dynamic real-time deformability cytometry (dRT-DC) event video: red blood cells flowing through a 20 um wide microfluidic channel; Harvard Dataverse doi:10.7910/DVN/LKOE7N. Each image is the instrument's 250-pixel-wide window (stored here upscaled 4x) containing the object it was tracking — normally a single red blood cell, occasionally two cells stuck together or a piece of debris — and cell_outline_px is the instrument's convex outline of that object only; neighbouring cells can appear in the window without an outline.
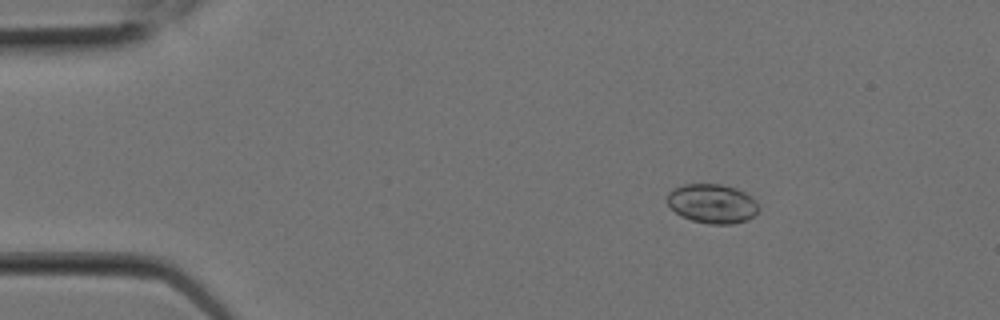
{"species": "Egyptian fruit bat (a non-hibernating species)", "species_latin": "Rousettus aegyptiacus", "temperature_condition": "room temperature", "stored_images_in_passage": 5, "camera_frame_rate_fps": 3000, "um_per_image_px": 0.085, "animal": {"sex": "female"}, "frame": {"image": 1, "passage_image": 2, "time_ms": 0.333, "image_size_px": [1000, 320], "cell_outline_px": [[760, 208], [748, 220], [732, 224], [708, 224], [692, 220], [676, 212], [668, 204], [668, 192], [684, 184], [720, 184], [736, 188], [752, 196]], "centroid_in_image_um": [60.57, 17.3], "position_along_channel_um": 24.4, "area_um2": 20.75}}
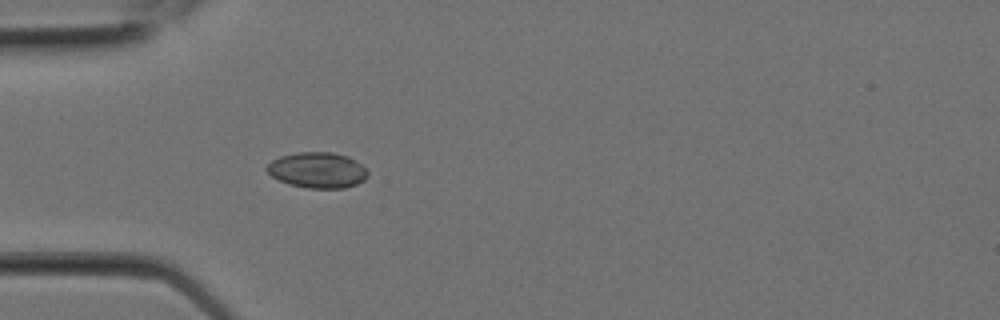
{"frame": {"image": 2, "passage_image": 5, "time_ms": 1.333, "image_size_px": [1000, 320], "cell_outline_px": [[368, 176], [364, 180], [356, 184], [344, 188], [308, 188], [288, 184], [272, 176], [264, 168], [272, 160], [280, 156], [296, 152], [332, 152], [348, 156], [360, 164], [368, 172]], "centroid_in_image_um": [26.97, 14.46], "position_along_channel_um": 58.0, "area_um2": 20.98}}